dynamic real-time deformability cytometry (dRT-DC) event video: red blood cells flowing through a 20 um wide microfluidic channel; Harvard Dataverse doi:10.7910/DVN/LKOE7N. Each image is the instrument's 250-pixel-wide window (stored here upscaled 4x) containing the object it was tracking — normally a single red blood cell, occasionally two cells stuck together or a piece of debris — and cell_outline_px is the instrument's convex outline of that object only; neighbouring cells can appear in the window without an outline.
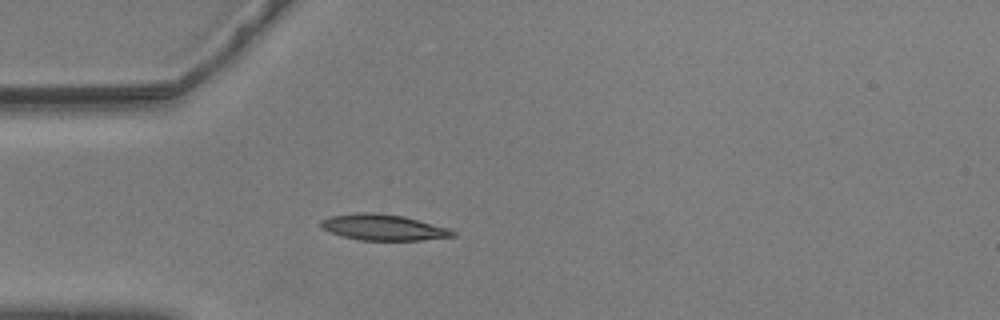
{"species": "common noctule bat (a hibernating species)", "species_latin": "Nyctalus noctula", "temperature_condition": "warm", "stored_images_in_passage": 57, "camera_frame_rate_fps": 3000, "um_per_image_px": 0.085, "animal": {"sex": "male", "body_mass_g": 20.5, "forearm_length_mm": 52.5}, "frame": {"image": 1, "passage_image": 16, "time_ms": 5.0, "image_size_px": [1000, 320], "cell_outline_px": [[456, 236], [420, 240], [360, 240], [344, 236], [320, 228], [320, 220], [328, 216], [356, 212], [372, 212], [404, 216], [448, 228], [456, 232]], "centroid_in_image_um": [32.55, 19.31], "position_along_channel_um": 52.5, "area_um2": 19.94}}
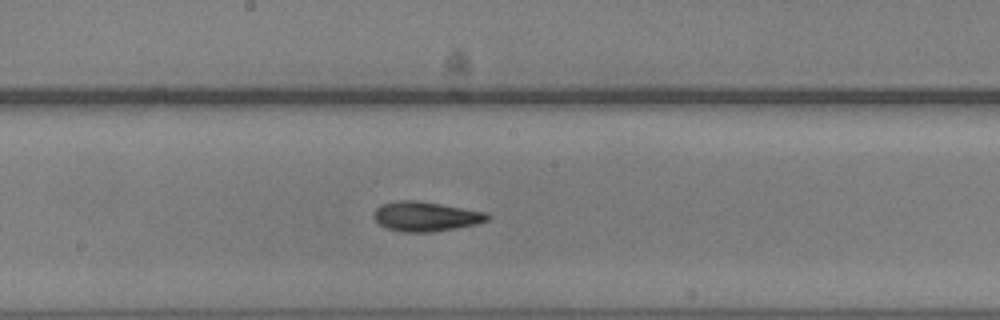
{"frame": {"image": 2, "passage_image": 30, "time_ms": 9.667, "image_size_px": [1000, 320], "cell_outline_px": [[492, 216], [488, 220], [476, 224], [456, 228], [432, 232], [404, 232], [384, 228], [372, 216], [376, 208], [380, 204], [396, 200], [416, 200], [488, 212]], "centroid_in_image_um": [36.18, 18.39], "position_along_channel_um": 212.0, "area_um2": 19.83}}
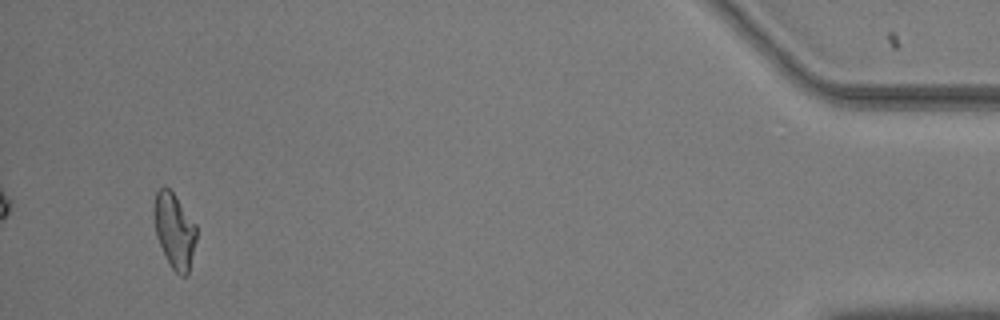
{"frame": {"image": 3, "passage_image": 54, "time_ms": 17.667, "image_size_px": [1000, 320], "cell_outline_px": [[196, 240], [188, 276], [180, 276], [172, 268], [156, 236], [152, 212], [152, 208], [156, 192], [160, 188], [168, 188], [176, 196], [196, 224]], "centroid_in_image_um": [14.82, 19.59], "position_along_channel_um": 420.4, "area_um2": 18.61}, "authors_computed_cell_mechanics": {"area_um2": 18.785, "velocity_mm_per_s": 3.5757, "shape_relaxation_time_tau1_ms": 5.5476, "shape_relaxation_time_tau2_ms": 2.463, "deformation_change_tau1": 0.1725, "deformation_change_tau2": 0.0938}}